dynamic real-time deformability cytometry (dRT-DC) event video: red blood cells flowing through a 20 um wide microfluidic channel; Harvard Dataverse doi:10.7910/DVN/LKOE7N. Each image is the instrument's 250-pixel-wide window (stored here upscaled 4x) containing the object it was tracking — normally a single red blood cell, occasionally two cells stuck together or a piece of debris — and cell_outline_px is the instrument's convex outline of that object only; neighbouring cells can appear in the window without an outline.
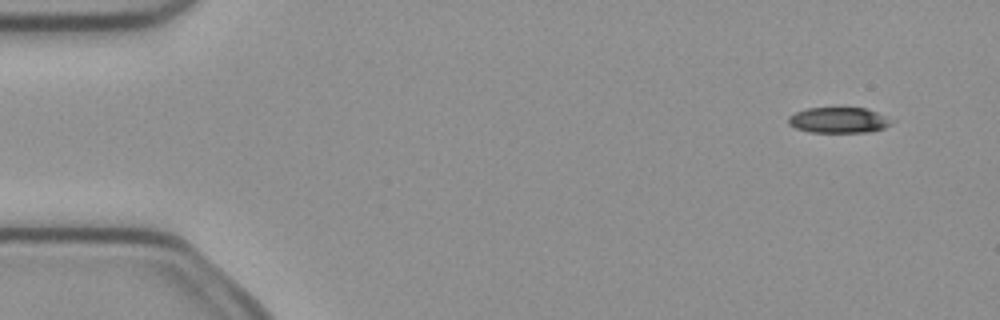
{"species": "common noctule bat (a hibernating species)", "species_latin": "Nyctalus noctula", "temperature_condition": "cold", "stored_images_in_passage": 4, "camera_frame_rate_fps": 3000, "um_per_image_px": 0.085, "animal": {"sex": "female", "body_mass_g": 21.9}, "frame": {"image": 1, "passage_image": 2, "time_ms": 0.333, "image_size_px": [1000, 320], "cell_outline_px": [[896, 120], [892, 124], [884, 128], [868, 132], [808, 132], [796, 128], [788, 124], [788, 116], [804, 108], [864, 108], [876, 112]], "centroid_in_image_um": [71.29, 10.21], "position_along_channel_um": 13.7, "area_um2": 15.55}}